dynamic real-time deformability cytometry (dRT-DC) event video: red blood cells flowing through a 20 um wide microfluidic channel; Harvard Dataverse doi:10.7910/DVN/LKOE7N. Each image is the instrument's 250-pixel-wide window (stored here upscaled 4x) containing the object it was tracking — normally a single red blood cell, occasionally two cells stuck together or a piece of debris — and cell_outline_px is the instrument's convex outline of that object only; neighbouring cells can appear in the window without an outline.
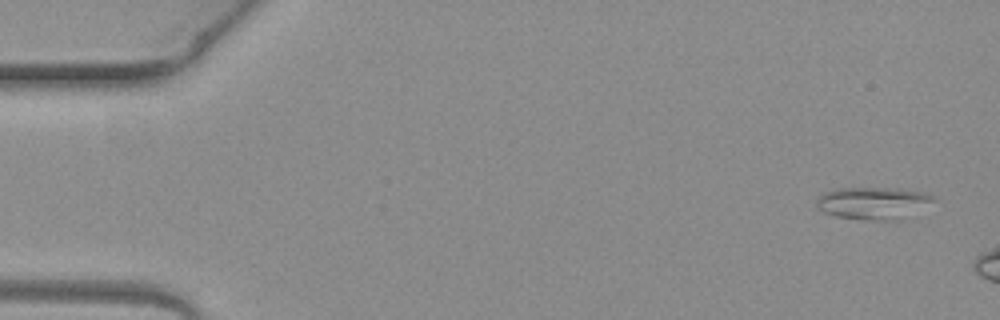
{"species": "common noctule bat (a hibernating species)", "species_latin": "Nyctalus noctula", "temperature_condition": "warm", "stored_images_in_passage": 2, "camera_frame_rate_fps": 3000, "um_per_image_px": 0.085, "animal": {"sex": "female", "body_mass_g": 19.3, "forearm_length_mm": 54.1}, "frame": {"image": 1, "passage_image": 2, "time_ms": 0.333, "image_size_px": [1000, 320], "cell_outline_px": [[936, 200], [896, 220], [880, 220], [836, 216], [824, 212], [816, 204], [816, 200], [824, 192], [840, 188], [900, 188], [924, 192], [936, 196]], "centroid_in_image_um": [74.22, 17.22], "position_along_channel_um": 10.8, "area_um2": 21.44}}